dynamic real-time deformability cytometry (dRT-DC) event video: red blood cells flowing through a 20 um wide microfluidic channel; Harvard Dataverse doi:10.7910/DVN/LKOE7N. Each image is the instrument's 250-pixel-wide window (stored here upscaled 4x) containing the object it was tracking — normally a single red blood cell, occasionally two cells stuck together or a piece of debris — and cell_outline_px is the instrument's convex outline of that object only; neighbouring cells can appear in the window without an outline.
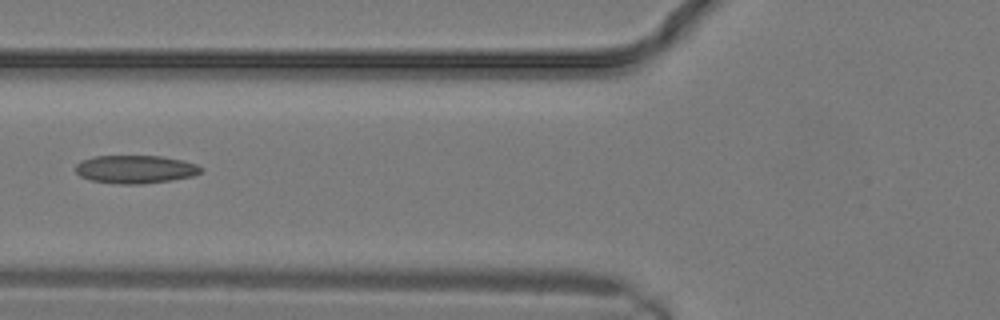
{"species": "common noctule bat (a hibernating species)", "species_latin": "Nyctalus noctula", "temperature_condition": "warm", "stored_images_in_passage": 11, "camera_frame_rate_fps": 3000, "um_per_image_px": 0.085, "animal": {"sex": "male", "body_mass_g": 19.2, "forearm_length_mm": 51.8}, "frame": {"image": 1, "passage_image": 10, "time_ms": 3.0, "image_size_px": [1000, 320], "cell_outline_px": [[204, 168], [200, 172], [192, 176], [172, 180], [140, 184], [116, 184], [92, 180], [80, 176], [76, 172], [76, 164], [80, 160], [96, 156], [160, 156], [184, 160], [196, 164]], "centroid_in_image_um": [11.51, 14.38], "position_along_channel_um": 114.3, "area_um2": 20.58}}